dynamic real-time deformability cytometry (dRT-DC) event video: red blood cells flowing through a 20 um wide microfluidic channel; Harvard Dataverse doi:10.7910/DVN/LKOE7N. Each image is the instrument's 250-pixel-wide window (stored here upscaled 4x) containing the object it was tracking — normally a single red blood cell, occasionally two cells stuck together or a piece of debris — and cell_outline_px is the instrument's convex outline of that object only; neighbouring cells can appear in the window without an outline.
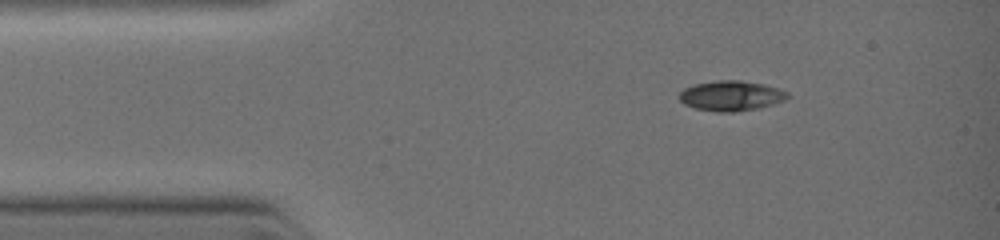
{"species": "common noctule bat (a hibernating species)", "species_latin": "Nyctalus noctula", "temperature_condition": "warm", "stored_images_in_passage": 4, "camera_frame_rate_fps": 3000, "um_per_image_px": 0.085, "animal": {"sex": "female", "body_mass_g": 19.0, "forearm_length_mm": 51.5}, "frame": {"image": 1, "passage_image": 1, "time_ms": 0.0, "image_size_px": [1000, 240], "cell_outline_px": [[788, 96], [784, 100], [760, 108], [732, 112], [716, 112], [696, 108], [684, 104], [680, 100], [680, 92], [684, 88], [692, 84], [716, 80], [740, 80], [764, 84], [788, 92]], "centroid_in_image_um": [62.11, 8.13], "position_along_channel_um": 22.9, "area_um2": 18.96}}